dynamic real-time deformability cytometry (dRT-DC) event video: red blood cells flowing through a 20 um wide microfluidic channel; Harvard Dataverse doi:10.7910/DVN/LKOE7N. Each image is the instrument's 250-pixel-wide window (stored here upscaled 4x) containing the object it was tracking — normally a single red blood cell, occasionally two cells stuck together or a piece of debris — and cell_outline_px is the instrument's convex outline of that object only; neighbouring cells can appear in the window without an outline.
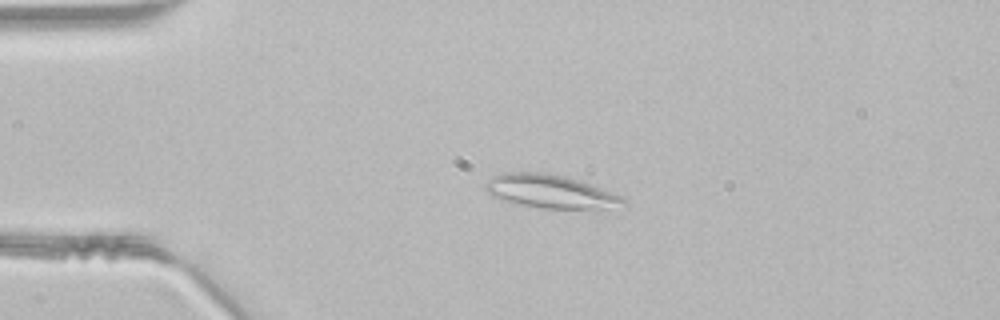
{"species": "common noctule bat (a hibernating species)", "species_latin": "Nyctalus noctula", "temperature_condition": "room temperature", "stored_images_in_passage": 41, "segment_of_instrument_passage": [1, 2], "camera_frame_rate_fps": 3000, "um_per_image_px": 0.085, "animal": {"sex": "male", "body_mass_g": 21.5, "forearm_length_mm": 52.0}, "frame": {"image": 1, "passage_image": 4, "time_ms": 1.0, "image_size_px": [1000, 320], "cell_outline_px": [[628, 204], [604, 208], [540, 208], [520, 204], [504, 200], [492, 196], [484, 188], [484, 184], [492, 176], [504, 172], [536, 172], [560, 176], [576, 180], [612, 192], [620, 196]], "centroid_in_image_um": [46.71, 16.27], "position_along_channel_um": 38.3, "area_um2": 26.13}}
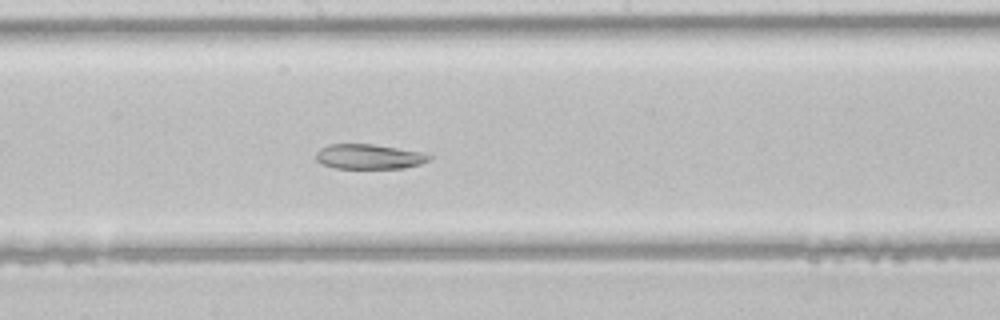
{"frame": {"image": 2, "passage_image": 19, "time_ms": 6.0, "image_size_px": [1000, 320], "cell_outline_px": [[432, 156], [428, 160], [420, 164], [404, 168], [336, 168], [320, 164], [316, 160], [316, 152], [320, 148], [328, 144], [372, 144], [424, 152]], "centroid_in_image_um": [31.34, 13.31], "position_along_channel_um": 216.9, "area_um2": 16.47}}
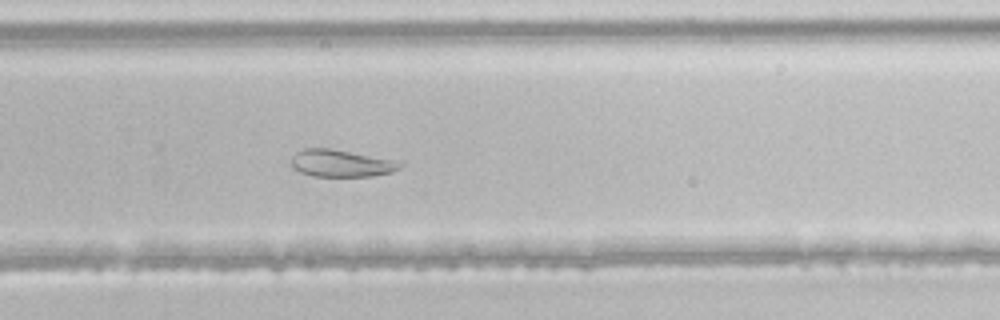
{"frame": {"image": 3, "passage_image": 25, "time_ms": 8.0, "image_size_px": [1000, 320], "cell_outline_px": [[404, 164], [400, 168], [392, 172], [372, 176], [312, 176], [300, 172], [292, 168], [292, 156], [296, 152], [304, 148], [328, 148], [400, 160]], "centroid_in_image_um": [29.03, 13.87], "position_along_channel_um": 300.8, "area_um2": 17.4}}